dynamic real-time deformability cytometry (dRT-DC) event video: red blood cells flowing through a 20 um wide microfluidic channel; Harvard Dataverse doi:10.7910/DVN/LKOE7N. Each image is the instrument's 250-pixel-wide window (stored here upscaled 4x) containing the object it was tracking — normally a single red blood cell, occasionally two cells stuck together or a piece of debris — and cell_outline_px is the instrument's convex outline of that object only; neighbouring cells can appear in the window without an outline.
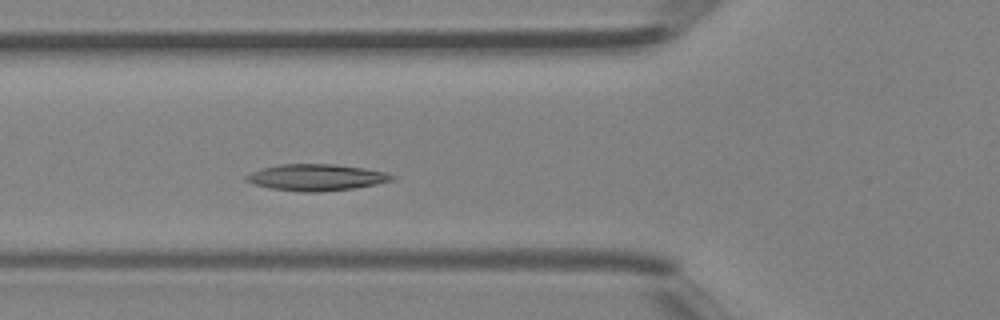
{"species": "Egyptian fruit bat (a non-hibernating species)", "species_latin": "Rousettus aegyptiacus", "temperature_condition": "room temperature", "stored_images_in_passage": 39, "camera_frame_rate_fps": 3000, "um_per_image_px": 0.085, "animal": {"sex": "female"}, "frame": {"image": 1, "passage_image": 12, "time_ms": 3.667, "image_size_px": [1000, 320], "cell_outline_px": [[396, 176], [392, 180], [376, 184], [356, 188], [320, 192], [300, 192], [268, 188], [252, 184], [244, 180], [244, 176], [260, 168], [280, 164], [336, 164], [364, 168], [384, 172]], "centroid_in_image_um": [26.83, 15.08], "position_along_channel_um": 99.0, "area_um2": 22.72}}
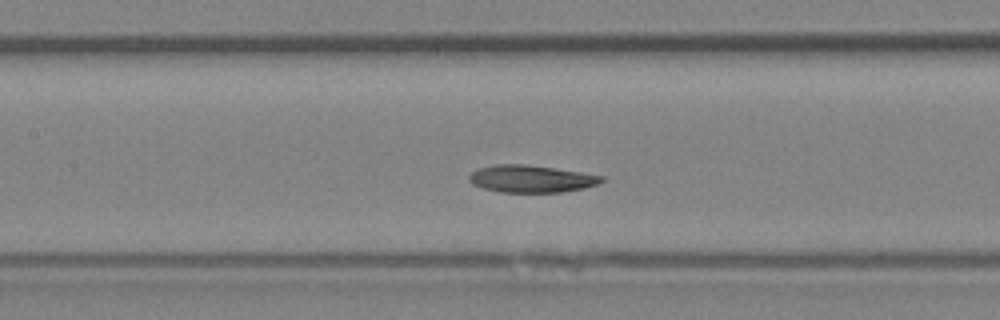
{"frame": {"image": 2, "passage_image": 16, "time_ms": 5.0, "image_size_px": [1000, 320], "cell_outline_px": [[604, 180], [596, 184], [584, 188], [560, 192], [500, 192], [484, 188], [472, 184], [468, 180], [468, 176], [472, 172], [480, 168], [496, 164], [520, 164], [552, 168], [580, 172], [604, 176]], "centroid_in_image_um": [45.12, 15.2], "position_along_channel_um": 162.3, "area_um2": 20.75}}
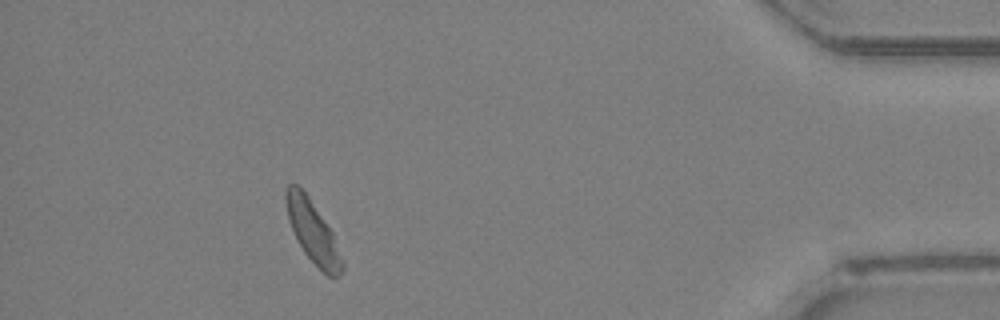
{"frame": {"image": 3, "passage_image": 35, "time_ms": 11.333, "image_size_px": [1000, 320], "cell_outline_px": [[344, 272], [336, 276], [328, 276], [304, 252], [288, 220], [284, 196], [284, 192], [288, 184], [296, 184], [308, 196], [332, 232], [344, 264]], "centroid_in_image_um": [26.57, 19.68], "position_along_channel_um": 408.6, "area_um2": 19.71}}